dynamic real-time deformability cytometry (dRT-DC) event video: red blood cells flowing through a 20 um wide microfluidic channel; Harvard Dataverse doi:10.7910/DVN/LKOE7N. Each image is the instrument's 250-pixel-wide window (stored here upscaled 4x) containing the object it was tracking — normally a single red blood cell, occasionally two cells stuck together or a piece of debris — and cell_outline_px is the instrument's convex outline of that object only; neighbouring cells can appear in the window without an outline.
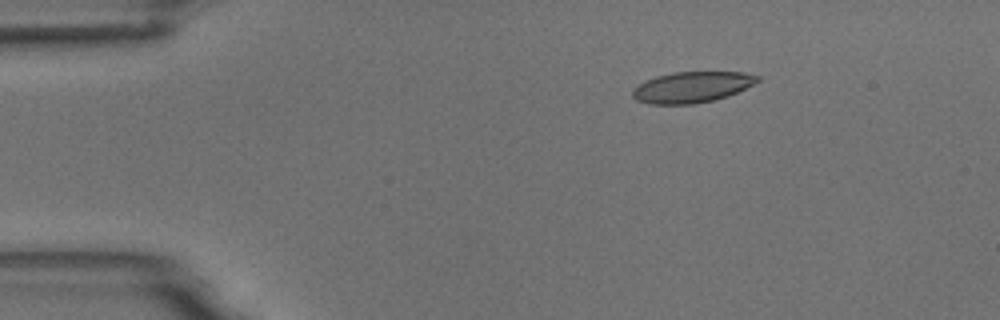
{"species": "common noctule bat (a hibernating species)", "species_latin": "Nyctalus noctula", "temperature_condition": "room temperature", "stored_images_in_passage": 4, "camera_frame_rate_fps": 3000, "um_per_image_px": 0.085, "animal": {"sex": "male", "body_mass_g": 18.8}, "frame": {"image": 1, "passage_image": 2, "time_ms": 2.0, "image_size_px": [1000, 320], "cell_outline_px": [[760, 80], [728, 96], [712, 100], [692, 104], [648, 104], [636, 100], [632, 96], [632, 88], [656, 76], [672, 72], [744, 72], [760, 76]], "centroid_in_image_um": [58.79, 7.4], "position_along_channel_um": 26.2, "area_um2": 22.37}}